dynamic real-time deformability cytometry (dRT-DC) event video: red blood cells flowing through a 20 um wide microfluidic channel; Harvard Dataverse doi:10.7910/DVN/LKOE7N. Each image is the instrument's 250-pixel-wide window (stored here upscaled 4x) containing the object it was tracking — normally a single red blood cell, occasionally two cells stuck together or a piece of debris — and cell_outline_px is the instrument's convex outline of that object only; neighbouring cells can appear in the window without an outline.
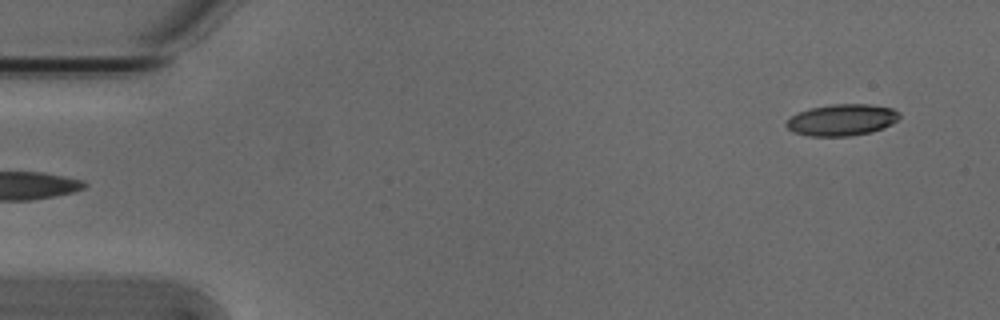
{"species": "Egyptian fruit bat (a non-hibernating species)", "species_latin": "Rousettus aegyptiacus", "temperature_condition": "cold", "stored_images_in_passage": 5, "segment_of_instrument_passage": [2, 2], "camera_frame_rate_fps": 3000, "um_per_image_px": 0.085, "animal": {"sex": "male"}, "frame": {"image": 1, "passage_image": 5, "time_ms": 1.333, "image_size_px": [1000, 320], "cell_outline_px": [[900, 116], [892, 124], [872, 132], [848, 136], [808, 136], [792, 132], [784, 124], [796, 112], [812, 108], [832, 104], [872, 104], [892, 108], [900, 112]], "centroid_in_image_um": [71.55, 10.19], "position_along_channel_um": 13.4, "area_um2": 20.87}}